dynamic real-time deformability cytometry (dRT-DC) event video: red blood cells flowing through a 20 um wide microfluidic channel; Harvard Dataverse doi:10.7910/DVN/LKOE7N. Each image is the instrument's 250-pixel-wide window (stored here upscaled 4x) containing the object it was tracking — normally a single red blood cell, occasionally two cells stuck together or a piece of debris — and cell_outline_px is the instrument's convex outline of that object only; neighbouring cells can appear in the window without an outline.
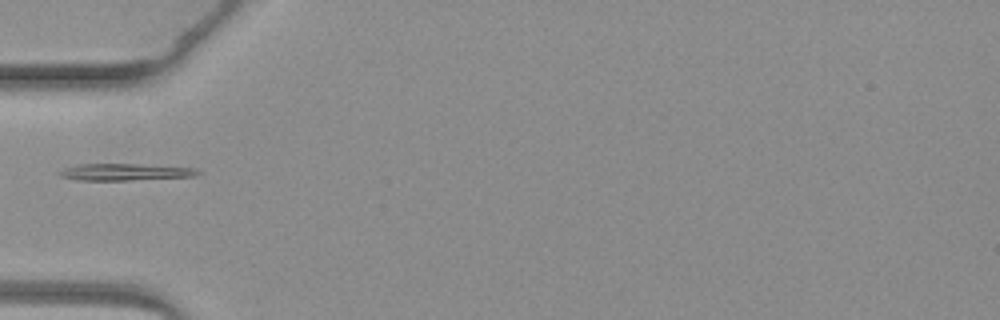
{"species": "common noctule bat (a hibernating species)", "species_latin": "Nyctalus noctula", "temperature_condition": "warm", "stored_images_in_passage": 3, "camera_frame_rate_fps": 3000, "um_per_image_px": 0.085, "animal": {"sex": "female", "body_mass_g": 19.3, "forearm_length_mm": 54.1}, "frame": {"image": 1, "passage_image": 2, "time_ms": 1.333, "image_size_px": [1000, 320], "cell_outline_px": [[200, 172], [196, 176], [128, 180], [80, 180], [60, 176], [56, 172], [64, 168], [80, 164], [136, 164], [196, 168]], "centroid_in_image_um": [10.61, 14.62], "position_along_channel_um": 74.4, "area_um2": 13.41}}
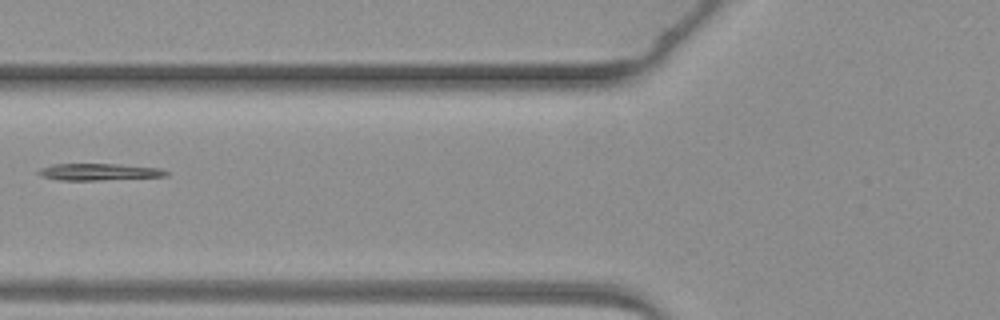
{"frame": {"image": 2, "passage_image": 3, "time_ms": 2.333, "image_size_px": [1000, 320], "cell_outline_px": [[168, 176], [96, 180], [60, 180], [40, 176], [36, 172], [40, 168], [52, 164], [116, 164], [160, 168], [168, 172]], "centroid_in_image_um": [8.37, 14.61], "position_along_channel_um": 117.4, "area_um2": 12.43}}